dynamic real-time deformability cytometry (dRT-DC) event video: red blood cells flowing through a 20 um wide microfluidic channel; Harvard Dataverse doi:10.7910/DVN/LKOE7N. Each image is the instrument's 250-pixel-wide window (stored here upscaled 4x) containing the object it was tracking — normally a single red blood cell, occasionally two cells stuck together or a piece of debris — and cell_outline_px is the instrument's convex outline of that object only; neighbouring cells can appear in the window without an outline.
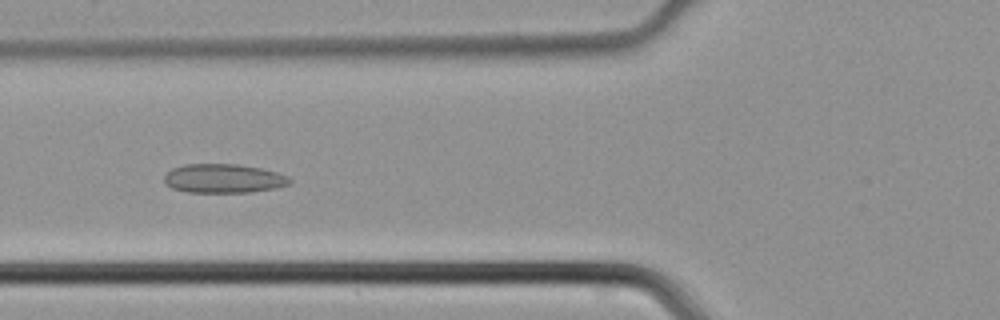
{"species": "common noctule bat (a hibernating species)", "species_latin": "Nyctalus noctula", "temperature_condition": "cold", "stored_images_in_passage": 45, "camera_frame_rate_fps": 3000, "um_per_image_px": 0.085, "animal": {"sex": "male", "body_mass_g": 21.5, "forearm_length_mm": 52.0}, "frame": {"image": 1, "passage_image": 17, "time_ms": 5.333, "image_size_px": [1000, 320], "cell_outline_px": [[292, 180], [288, 184], [276, 188], [252, 192], [188, 192], [172, 188], [164, 184], [164, 176], [172, 168], [184, 164], [236, 164], [260, 168], [276, 172], [288, 176]], "centroid_in_image_um": [18.98, 15.17], "position_along_channel_um": 106.8, "area_um2": 21.21}}
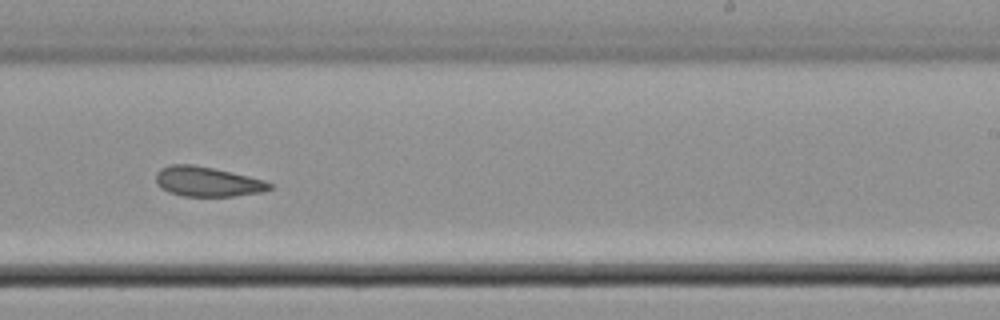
{"frame": {"image": 2, "passage_image": 28, "time_ms": 9.0, "image_size_px": [1000, 320], "cell_outline_px": [[272, 188], [264, 192], [232, 196], [184, 196], [168, 192], [160, 188], [156, 184], [156, 172], [160, 168], [172, 164], [192, 164], [212, 168], [248, 176], [264, 180], [272, 184]], "centroid_in_image_um": [17.6, 15.44], "position_along_channel_um": 271.4, "area_um2": 19.77}}
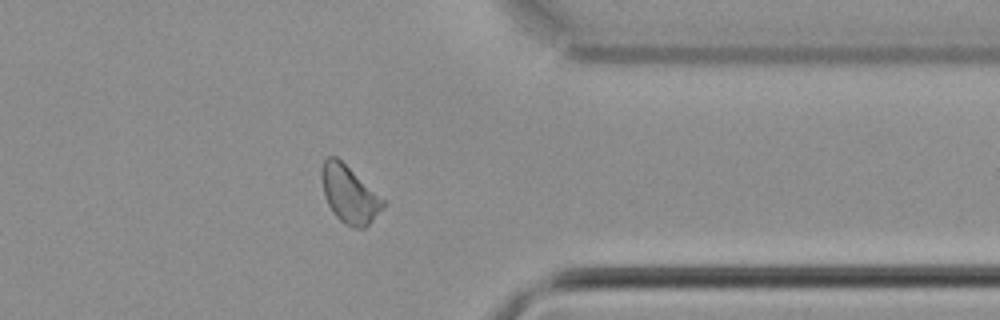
{"frame": {"image": 3, "passage_image": 36, "time_ms": 11.667, "image_size_px": [1000, 320], "cell_outline_px": [[388, 204], [364, 228], [356, 228], [344, 224], [332, 212], [324, 196], [320, 176], [320, 172], [324, 160], [328, 156], [336, 156], [384, 200]], "centroid_in_image_um": [29.67, 16.53], "position_along_channel_um": 381.7, "area_um2": 20.35}}